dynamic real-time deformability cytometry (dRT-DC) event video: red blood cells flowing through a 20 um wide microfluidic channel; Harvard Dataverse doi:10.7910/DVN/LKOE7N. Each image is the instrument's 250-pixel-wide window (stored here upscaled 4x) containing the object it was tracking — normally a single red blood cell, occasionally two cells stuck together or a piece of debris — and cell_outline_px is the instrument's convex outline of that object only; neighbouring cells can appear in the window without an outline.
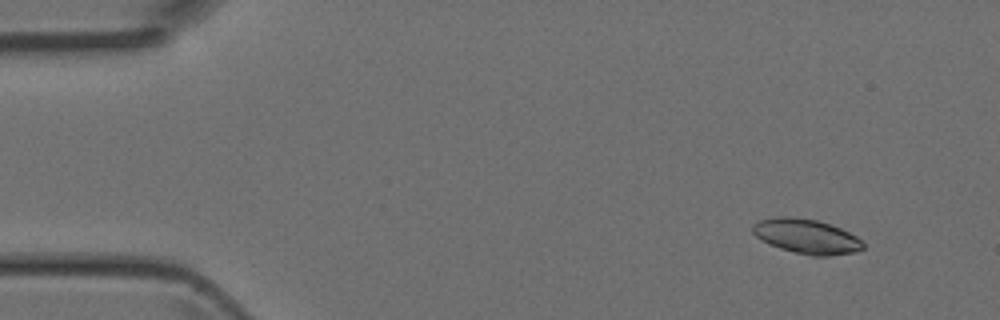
{"species": "Egyptian fruit bat (a non-hibernating species)", "species_latin": "Rousettus aegyptiacus", "temperature_condition": "room temperature", "stored_images_in_passage": 46, "camera_frame_rate_fps": 3000, "um_per_image_px": 0.085, "animal": {"sex": "female"}, "frame": {"image": 1, "passage_image": 3, "time_ms": 0.667, "image_size_px": [1000, 320], "cell_outline_px": [[864, 248], [856, 252], [828, 256], [812, 256], [780, 248], [768, 244], [756, 236], [752, 232], [752, 224], [760, 220], [776, 216], [788, 216], [816, 220], [840, 228], [856, 236], [864, 244]], "centroid_in_image_um": [68.53, 20.09], "position_along_channel_um": 16.5, "area_um2": 22.2}}
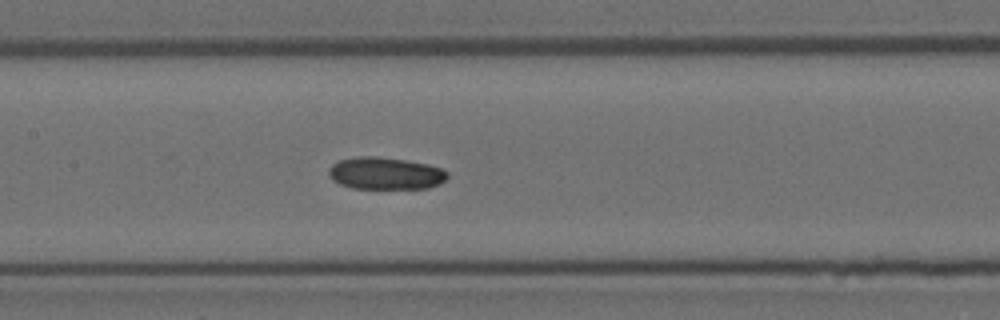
{"frame": {"image": 2, "passage_image": 21, "time_ms": 6.667, "image_size_px": [1000, 320], "cell_outline_px": [[448, 176], [440, 184], [428, 188], [352, 188], [340, 184], [332, 180], [328, 172], [328, 168], [332, 164], [340, 160], [356, 156], [376, 156], [404, 160], [428, 164], [440, 168], [448, 172]], "centroid_in_image_um": [32.74, 14.73], "position_along_channel_um": 174.7, "area_um2": 22.25}}
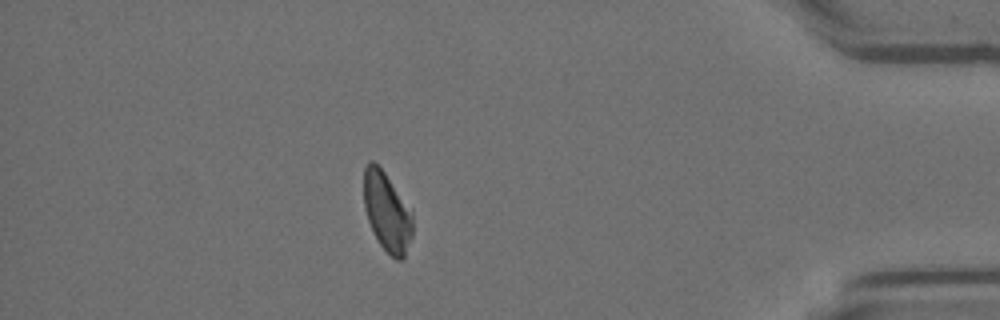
{"frame": {"image": 3, "passage_image": 40, "time_ms": 13.0, "image_size_px": [1000, 320], "cell_outline_px": [[412, 236], [404, 260], [396, 260], [380, 244], [368, 220], [364, 208], [364, 168], [368, 160], [372, 160], [384, 172], [412, 212]], "centroid_in_image_um": [32.89, 18.02], "position_along_channel_um": 402.3, "area_um2": 22.2}}